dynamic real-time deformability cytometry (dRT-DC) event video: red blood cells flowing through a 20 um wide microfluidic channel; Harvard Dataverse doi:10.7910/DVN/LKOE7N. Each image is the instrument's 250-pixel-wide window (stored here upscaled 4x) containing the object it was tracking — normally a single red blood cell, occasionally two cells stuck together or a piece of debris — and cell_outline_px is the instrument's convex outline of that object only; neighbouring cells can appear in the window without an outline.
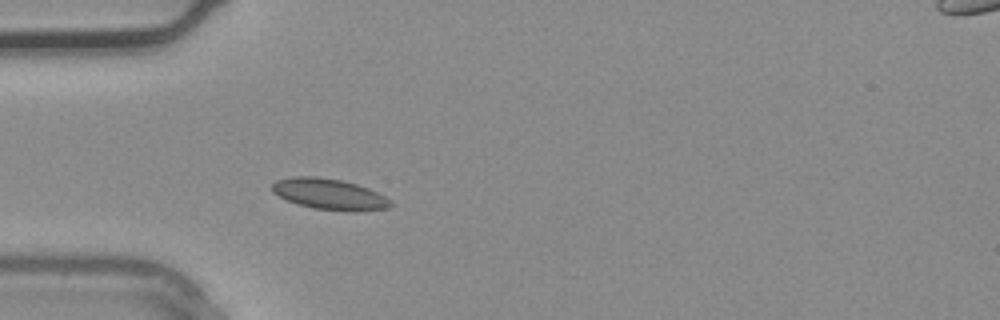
{"species": "common noctule bat (a hibernating species)", "species_latin": "Nyctalus noctula", "temperature_condition": "warm", "stored_images_in_passage": 5, "camera_frame_rate_fps": 3000, "um_per_image_px": 0.085, "animal": {"sex": "male", "body_mass_g": 20.4}, "frame": {"image": 1, "passage_image": 5, "time_ms": 1.333, "image_size_px": [1000, 320], "cell_outline_px": [[396, 204], [388, 208], [356, 212], [352, 212], [312, 208], [296, 204], [272, 192], [272, 184], [276, 180], [292, 176], [316, 176], [340, 180], [356, 184], [368, 188], [392, 200]], "centroid_in_image_um": [28.02, 16.51], "position_along_channel_um": 57.0, "area_um2": 21.56}}